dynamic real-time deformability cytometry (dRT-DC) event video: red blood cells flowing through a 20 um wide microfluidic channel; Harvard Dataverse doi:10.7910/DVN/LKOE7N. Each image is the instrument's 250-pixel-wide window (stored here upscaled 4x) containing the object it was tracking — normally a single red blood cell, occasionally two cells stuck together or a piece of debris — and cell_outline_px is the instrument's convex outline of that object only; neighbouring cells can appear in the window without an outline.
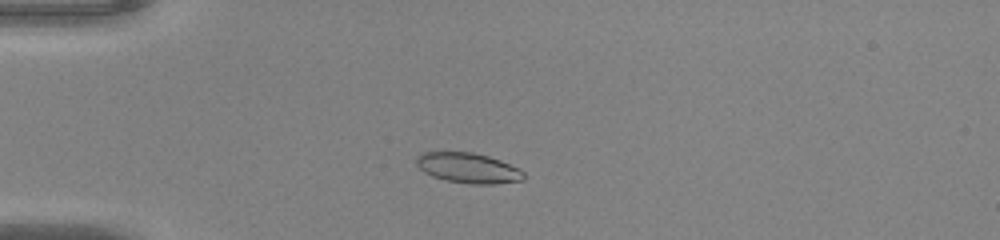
{"species": "common noctule bat (a hibernating species)", "species_latin": "Nyctalus noctula", "temperature_condition": "warm", "stored_images_in_passage": 46, "camera_frame_rate_fps": 3000, "um_per_image_px": 0.085, "animal": {"sex": "male", "body_mass_g": 20.0, "forearm_length_mm": 53.3}, "frame": {"image": 1, "passage_image": 10, "time_ms": 3.0, "image_size_px": [1000, 240], "cell_outline_px": [[524, 180], [496, 184], [472, 184], [448, 180], [432, 176], [424, 172], [416, 164], [416, 156], [420, 152], [472, 152], [488, 156], [500, 160], [520, 168], [524, 172]], "centroid_in_image_um": [39.81, 14.27], "position_along_channel_um": 45.2, "area_um2": 18.96}}
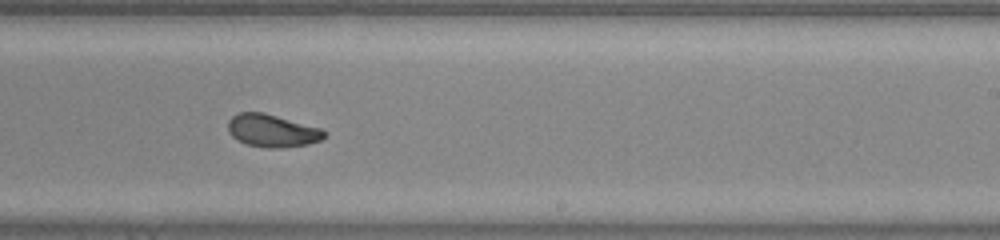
{"frame": {"image": 2, "passage_image": 28, "time_ms": 9.0, "image_size_px": [1000, 240], "cell_outline_px": [[324, 136], [320, 140], [308, 144], [280, 148], [268, 148], [248, 144], [232, 136], [228, 132], [228, 120], [232, 116], [240, 112], [264, 112], [320, 128], [324, 132]], "centroid_in_image_um": [23.1, 11.1], "position_along_channel_um": 265.9, "area_um2": 18.09}}
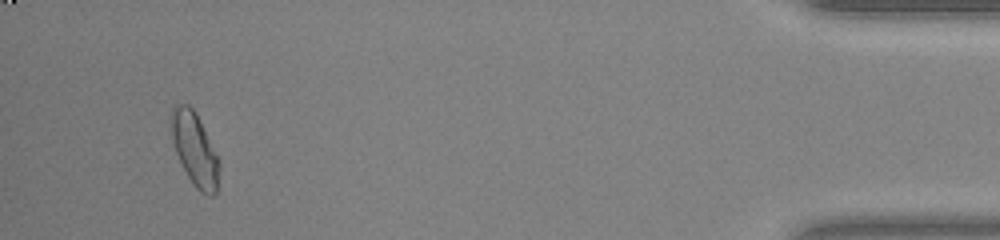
{"frame": {"image": 3, "passage_image": 44, "time_ms": 14.333, "image_size_px": [1000, 240], "cell_outline_px": [[220, 164], [216, 192], [212, 196], [208, 196], [200, 192], [192, 184], [176, 152], [172, 140], [168, 120], [172, 104], [188, 104], [196, 112]], "centroid_in_image_um": [16.5, 12.64], "position_along_channel_um": 418.7, "area_um2": 20.46}, "authors_computed_cell_mechanics": {"area_um2": 19.0451, "velocity_mm_per_s": 4.1385, "shape_relaxation_time_tau1_ms": 2.6844, "shape_relaxation_time_tau2_ms": 0.8735, "deformation_change_tau1": 0.1141, "deformation_change_tau2": 0.0456}}